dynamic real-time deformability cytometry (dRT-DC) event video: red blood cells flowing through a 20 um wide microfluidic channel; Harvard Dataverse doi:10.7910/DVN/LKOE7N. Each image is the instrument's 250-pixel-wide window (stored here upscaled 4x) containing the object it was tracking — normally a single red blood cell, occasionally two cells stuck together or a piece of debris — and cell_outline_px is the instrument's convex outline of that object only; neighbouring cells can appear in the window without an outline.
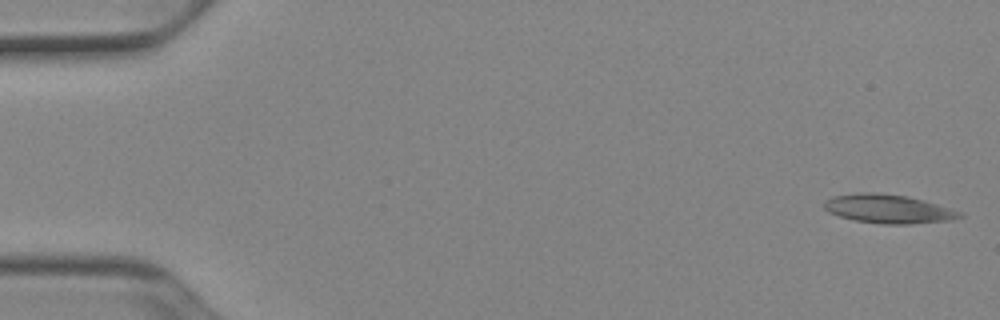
{"species": "Egyptian fruit bat (a non-hibernating species)", "species_latin": "Rousettus aegyptiacus", "temperature_condition": "cold", "stored_images_in_passage": 51, "camera_frame_rate_fps": 3000, "um_per_image_px": 0.085, "animal": {"sex": "female"}, "frame": {"image": 1, "passage_image": 1, "time_ms": 0.0, "image_size_px": [1000, 320], "cell_outline_px": [[964, 216], [952, 220], [908, 224], [884, 224], [852, 220], [828, 212], [824, 208], [824, 200], [832, 196], [864, 192], [868, 192], [908, 196], [964, 212]], "centroid_in_image_um": [75.51, 17.76], "position_along_channel_um": 9.5, "area_um2": 22.72}}
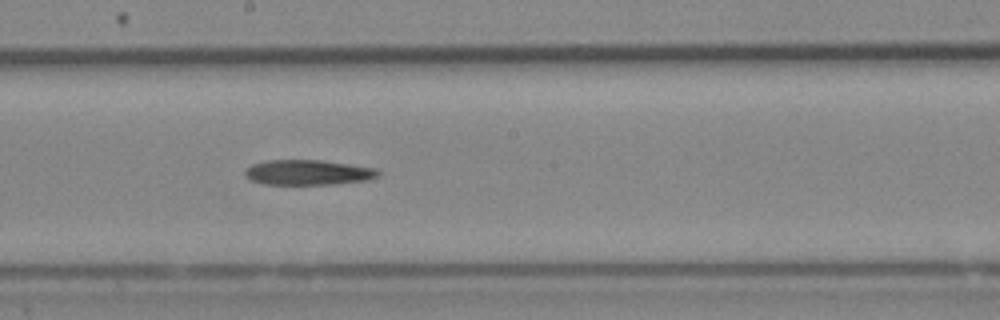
{"frame": {"image": 2, "passage_image": 28, "time_ms": 9.0, "image_size_px": [1000, 320], "cell_outline_px": [[384, 172], [380, 176], [368, 180], [332, 184], [264, 184], [252, 180], [244, 176], [244, 172], [252, 164], [268, 160], [320, 160], [376, 168]], "centroid_in_image_um": [26.24, 14.65], "position_along_channel_um": 222.0, "area_um2": 19.54}}
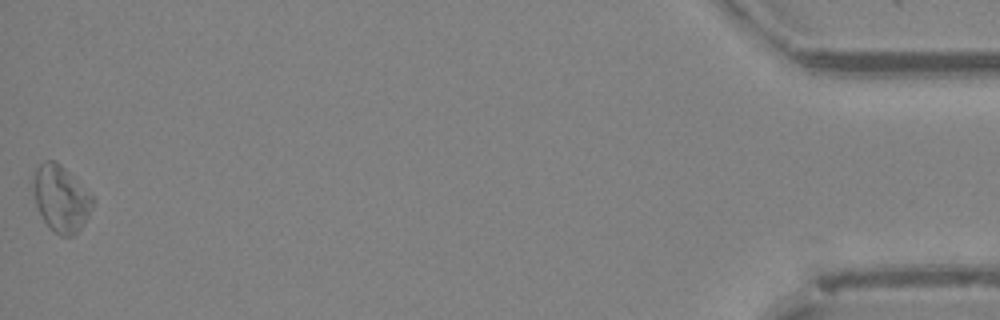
{"frame": {"image": 3, "passage_image": 51, "time_ms": 16.667, "image_size_px": [1000, 320], "cell_outline_px": [[96, 200], [88, 216], [80, 228], [72, 236], [60, 236], [44, 220], [36, 204], [32, 188], [32, 180], [36, 168], [44, 160], [56, 160]], "centroid_in_image_um": [5.16, 16.85], "position_along_channel_um": 430.0, "area_um2": 22.6}}